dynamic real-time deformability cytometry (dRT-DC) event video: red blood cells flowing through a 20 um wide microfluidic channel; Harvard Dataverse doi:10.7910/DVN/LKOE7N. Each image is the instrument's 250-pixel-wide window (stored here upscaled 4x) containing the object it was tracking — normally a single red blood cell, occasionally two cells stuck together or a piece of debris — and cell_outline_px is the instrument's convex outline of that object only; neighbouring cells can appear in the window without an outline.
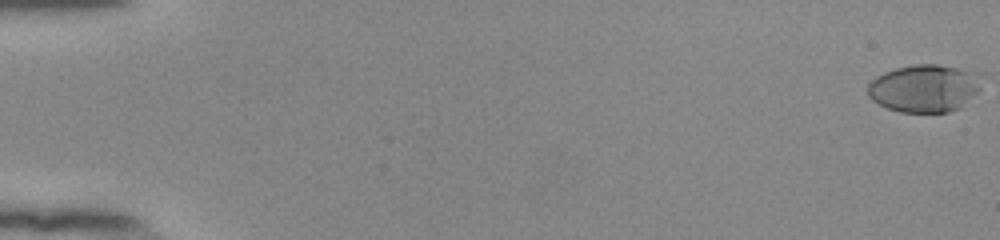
{"species": "human", "species_latin": "Homo sapiens", "temperature_condition": "room temperature", "stored_images_in_passage": 53, "camera_frame_rate_fps": 3000, "um_per_image_px": 0.085, "donor": {"sex": "female"}, "frame": {"image": 1, "passage_image": 1, "time_ms": 0.0, "image_size_px": [1000, 240], "cell_outline_px": [[980, 88], [960, 108], [948, 112], [900, 112], [888, 108], [872, 100], [868, 96], [868, 84], [876, 76], [884, 72], [896, 68], [916, 64], [936, 64], [956, 68], [968, 72]], "centroid_in_image_um": [78.45, 7.53], "position_along_channel_um": 6.6, "area_um2": 30.63}}
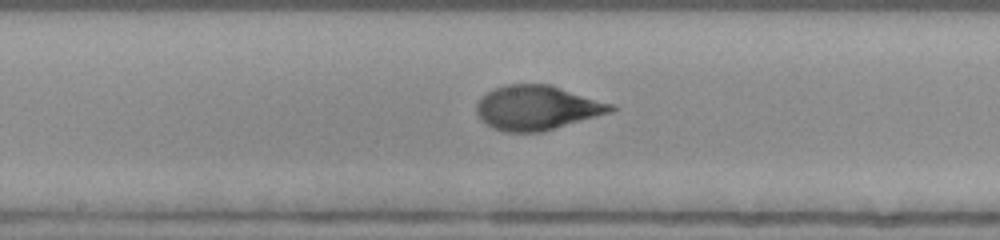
{"frame": {"image": 2, "passage_image": 31, "time_ms": 10.0, "image_size_px": [1000, 240], "cell_outline_px": [[616, 108], [612, 112], [540, 132], [504, 132], [492, 128], [480, 120], [476, 112], [476, 104], [492, 88], [504, 84], [552, 84], [616, 104]], "centroid_in_image_um": [45.67, 9.14], "position_along_channel_um": 202.5, "area_um2": 35.2}}
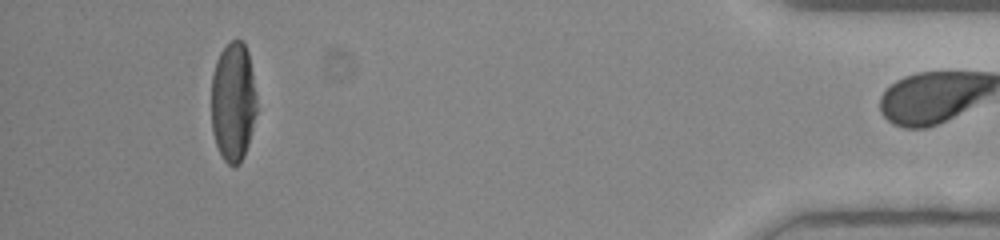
{"frame": {"image": 3, "passage_image": 52, "time_ms": 17.0, "image_size_px": [1000, 240], "cell_outline_px": [[256, 112], [248, 144], [244, 156], [240, 164], [232, 168], [224, 160], [216, 144], [212, 132], [212, 76], [216, 60], [220, 52], [232, 40], [240, 40], [244, 44], [248, 52], [252, 72], [256, 96]], "centroid_in_image_um": [19.81, 8.69], "position_along_channel_um": 415.4, "area_um2": 31.5}, "authors_computed_cell_mechanics": {"area_um2": 33.524, "velocity_mm_per_s": 3.878, "shape_relaxation_time_tau1_ms": 4.339, "shape_relaxation_time_tau2_ms": null, "deformation_change_tau1": 0.2107, "deformation_change_tau2": null}}